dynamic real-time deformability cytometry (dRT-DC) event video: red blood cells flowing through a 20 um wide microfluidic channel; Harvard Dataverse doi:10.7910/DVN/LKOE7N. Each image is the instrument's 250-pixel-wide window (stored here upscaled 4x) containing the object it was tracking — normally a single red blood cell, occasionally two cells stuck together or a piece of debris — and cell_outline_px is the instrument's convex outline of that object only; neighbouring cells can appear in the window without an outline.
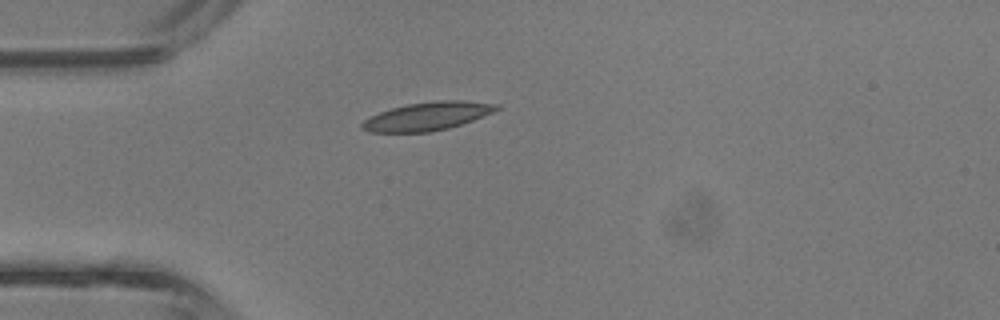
{"species": "common noctule bat (a hibernating species)", "species_latin": "Nyctalus noctula", "temperature_condition": "room temperature", "stored_images_in_passage": 3, "camera_frame_rate_fps": 3000, "um_per_image_px": 0.085, "animal": {"sex": "male", "body_mass_g": 13.3}, "frame": {"image": 1, "passage_image": 3, "time_ms": 0.667, "image_size_px": [1000, 320], "cell_outline_px": [[500, 108], [492, 112], [472, 120], [448, 128], [432, 132], [368, 132], [360, 128], [360, 124], [364, 120], [380, 112], [392, 108], [408, 104], [436, 100], [460, 100], [500, 104]], "centroid_in_image_um": [36.31, 9.88], "position_along_channel_um": 48.7, "area_um2": 22.02}}